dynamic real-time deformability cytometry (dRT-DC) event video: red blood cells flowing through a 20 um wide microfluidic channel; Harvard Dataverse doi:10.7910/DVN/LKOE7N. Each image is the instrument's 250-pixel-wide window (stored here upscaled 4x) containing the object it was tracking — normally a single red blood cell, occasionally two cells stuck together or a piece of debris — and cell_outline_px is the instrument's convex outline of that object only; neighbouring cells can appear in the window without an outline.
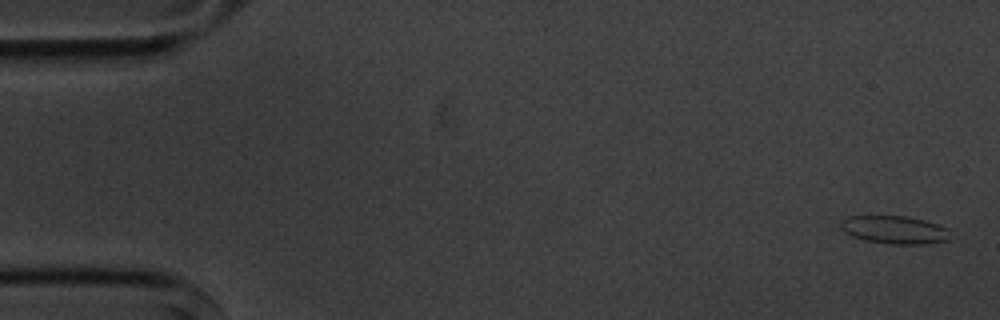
{"species": "common noctule bat (a hibernating species)", "species_latin": "Nyctalus noctula", "temperature_condition": "cold", "stored_images_in_passage": 5, "camera_frame_rate_fps": 3000, "um_per_image_px": 0.085, "animal": {"sex": "male", "body_mass_g": 20.1, "forearm_length_mm": 53.5}, "frame": {"image": 1, "passage_image": 1, "time_ms": 0.0, "image_size_px": [1000, 320], "cell_outline_px": [[948, 240], [924, 244], [892, 244], [864, 240], [852, 236], [844, 232], [840, 228], [840, 220], [848, 216], [904, 216], [924, 220], [948, 228]], "centroid_in_image_um": [75.98, 19.53], "position_along_channel_um": 9.0, "area_um2": 17.8}}